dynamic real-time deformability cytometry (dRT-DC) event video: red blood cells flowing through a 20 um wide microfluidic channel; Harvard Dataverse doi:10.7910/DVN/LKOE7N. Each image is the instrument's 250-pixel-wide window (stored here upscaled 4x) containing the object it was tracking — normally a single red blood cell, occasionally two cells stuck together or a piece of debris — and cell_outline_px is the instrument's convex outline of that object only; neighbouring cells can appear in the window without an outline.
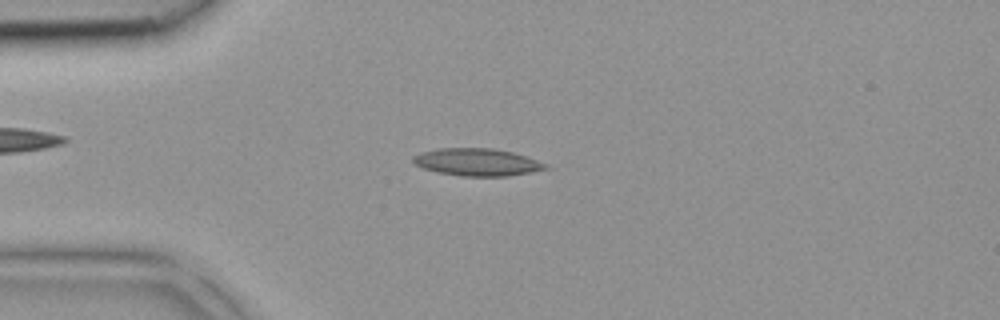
{"species": "common noctule bat (a hibernating species)", "species_latin": "Nyctalus noctula", "temperature_condition": "room temperature", "stored_images_in_passage": 39, "camera_frame_rate_fps": 3000, "um_per_image_px": 0.085, "animal": {"sex": "female", "body_mass_g": 18.4}, "frame": {"image": 1, "passage_image": 9, "time_ms": 2.667, "image_size_px": [1000, 320], "cell_outline_px": [[548, 168], [508, 176], [460, 176], [436, 172], [424, 168], [416, 164], [412, 160], [412, 156], [420, 152], [436, 148], [492, 148], [512, 152], [548, 164]], "centroid_in_image_um": [40.5, 13.77], "position_along_channel_um": 44.5, "area_um2": 21.04}}
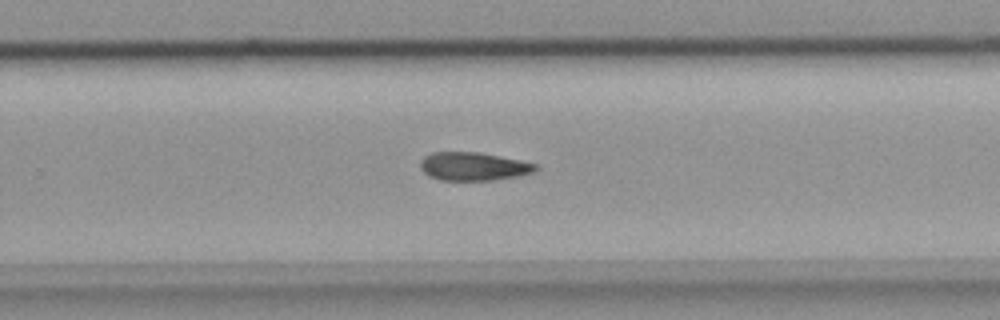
{"frame": {"image": 2, "passage_image": 25, "time_ms": 8.0, "image_size_px": [1000, 320], "cell_outline_px": [[540, 168], [532, 172], [516, 176], [488, 180], [440, 180], [428, 176], [420, 168], [420, 160], [424, 156], [432, 152], [480, 152], [536, 164]], "centroid_in_image_um": [40.18, 14.14], "position_along_channel_um": 289.6, "area_um2": 18.84}}
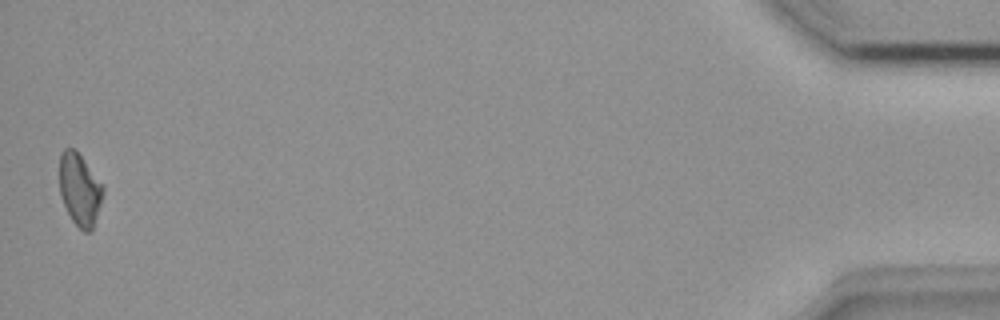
{"frame": {"image": 3, "passage_image": 39, "time_ms": 12.667, "image_size_px": [1000, 320], "cell_outline_px": [[104, 192], [92, 232], [84, 232], [72, 220], [60, 196], [60, 152], [64, 148], [72, 148], [84, 160], [104, 188]], "centroid_in_image_um": [6.77, 16.13], "position_along_channel_um": 428.4, "area_um2": 18.03}}